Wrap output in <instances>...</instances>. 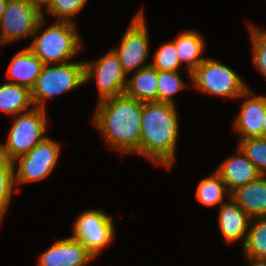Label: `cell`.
<instances>
[{"label":"cell","instance_id":"1","mask_svg":"<svg viewBox=\"0 0 266 266\" xmlns=\"http://www.w3.org/2000/svg\"><path fill=\"white\" fill-rule=\"evenodd\" d=\"M97 104L92 124L104 136L107 146L121 154L140 155L142 102L123 94Z\"/></svg>","mask_w":266,"mask_h":266},{"label":"cell","instance_id":"2","mask_svg":"<svg viewBox=\"0 0 266 266\" xmlns=\"http://www.w3.org/2000/svg\"><path fill=\"white\" fill-rule=\"evenodd\" d=\"M176 109V105L158 101L142 103L140 155L169 170L179 138Z\"/></svg>","mask_w":266,"mask_h":266},{"label":"cell","instance_id":"3","mask_svg":"<svg viewBox=\"0 0 266 266\" xmlns=\"http://www.w3.org/2000/svg\"><path fill=\"white\" fill-rule=\"evenodd\" d=\"M45 13L33 35V41L28 46L44 64H63L70 62L82 49L81 37L76 23L58 21L44 31ZM41 31V32H40Z\"/></svg>","mask_w":266,"mask_h":266},{"label":"cell","instance_id":"4","mask_svg":"<svg viewBox=\"0 0 266 266\" xmlns=\"http://www.w3.org/2000/svg\"><path fill=\"white\" fill-rule=\"evenodd\" d=\"M83 85H85L84 61L45 64L31 89L33 105L46 109L45 102L50 97L62 95Z\"/></svg>","mask_w":266,"mask_h":266},{"label":"cell","instance_id":"5","mask_svg":"<svg viewBox=\"0 0 266 266\" xmlns=\"http://www.w3.org/2000/svg\"><path fill=\"white\" fill-rule=\"evenodd\" d=\"M46 110L33 107L14 116L6 143H0V154L13 161L42 142L47 137Z\"/></svg>","mask_w":266,"mask_h":266},{"label":"cell","instance_id":"6","mask_svg":"<svg viewBox=\"0 0 266 266\" xmlns=\"http://www.w3.org/2000/svg\"><path fill=\"white\" fill-rule=\"evenodd\" d=\"M190 80L197 90L221 98L238 99L248 88L236 71L212 58H206L195 68Z\"/></svg>","mask_w":266,"mask_h":266},{"label":"cell","instance_id":"7","mask_svg":"<svg viewBox=\"0 0 266 266\" xmlns=\"http://www.w3.org/2000/svg\"><path fill=\"white\" fill-rule=\"evenodd\" d=\"M61 146L46 137L28 153L13 160L15 185L37 182L47 178L56 167L60 157ZM18 164V165H17Z\"/></svg>","mask_w":266,"mask_h":266},{"label":"cell","instance_id":"8","mask_svg":"<svg viewBox=\"0 0 266 266\" xmlns=\"http://www.w3.org/2000/svg\"><path fill=\"white\" fill-rule=\"evenodd\" d=\"M72 237L79 240L95 257L115 238V225L111 216L98 209H90L77 216Z\"/></svg>","mask_w":266,"mask_h":266},{"label":"cell","instance_id":"9","mask_svg":"<svg viewBox=\"0 0 266 266\" xmlns=\"http://www.w3.org/2000/svg\"><path fill=\"white\" fill-rule=\"evenodd\" d=\"M142 10L138 11L132 18L124 32L119 47L112 49L118 56L126 75L150 66V63L146 62L150 54V43L145 15Z\"/></svg>","mask_w":266,"mask_h":266},{"label":"cell","instance_id":"10","mask_svg":"<svg viewBox=\"0 0 266 266\" xmlns=\"http://www.w3.org/2000/svg\"><path fill=\"white\" fill-rule=\"evenodd\" d=\"M43 11L31 0H8L0 20V44L33 37Z\"/></svg>","mask_w":266,"mask_h":266},{"label":"cell","instance_id":"11","mask_svg":"<svg viewBox=\"0 0 266 266\" xmlns=\"http://www.w3.org/2000/svg\"><path fill=\"white\" fill-rule=\"evenodd\" d=\"M85 84L96 80L99 100L125 94L127 75L118 56L111 49L96 61H84Z\"/></svg>","mask_w":266,"mask_h":266},{"label":"cell","instance_id":"12","mask_svg":"<svg viewBox=\"0 0 266 266\" xmlns=\"http://www.w3.org/2000/svg\"><path fill=\"white\" fill-rule=\"evenodd\" d=\"M95 257L77 239L57 240L38 257L37 266H87Z\"/></svg>","mask_w":266,"mask_h":266},{"label":"cell","instance_id":"13","mask_svg":"<svg viewBox=\"0 0 266 266\" xmlns=\"http://www.w3.org/2000/svg\"><path fill=\"white\" fill-rule=\"evenodd\" d=\"M245 98L233 127L240 139L262 137L263 116L266 112V95H256L248 87L239 99Z\"/></svg>","mask_w":266,"mask_h":266},{"label":"cell","instance_id":"14","mask_svg":"<svg viewBox=\"0 0 266 266\" xmlns=\"http://www.w3.org/2000/svg\"><path fill=\"white\" fill-rule=\"evenodd\" d=\"M235 152L236 154L226 158L216 169L230 193L261 175L238 147Z\"/></svg>","mask_w":266,"mask_h":266},{"label":"cell","instance_id":"15","mask_svg":"<svg viewBox=\"0 0 266 266\" xmlns=\"http://www.w3.org/2000/svg\"><path fill=\"white\" fill-rule=\"evenodd\" d=\"M220 206L218 213V226L227 243L246 241L251 217L230 197Z\"/></svg>","mask_w":266,"mask_h":266},{"label":"cell","instance_id":"16","mask_svg":"<svg viewBox=\"0 0 266 266\" xmlns=\"http://www.w3.org/2000/svg\"><path fill=\"white\" fill-rule=\"evenodd\" d=\"M44 65L42 60L27 46L13 56L6 73L11 79L10 83L25 86L31 90Z\"/></svg>","mask_w":266,"mask_h":266},{"label":"cell","instance_id":"17","mask_svg":"<svg viewBox=\"0 0 266 266\" xmlns=\"http://www.w3.org/2000/svg\"><path fill=\"white\" fill-rule=\"evenodd\" d=\"M231 198L251 217H266V175L237 188Z\"/></svg>","mask_w":266,"mask_h":266},{"label":"cell","instance_id":"18","mask_svg":"<svg viewBox=\"0 0 266 266\" xmlns=\"http://www.w3.org/2000/svg\"><path fill=\"white\" fill-rule=\"evenodd\" d=\"M174 43L180 63H186L185 70L190 78V73L206 59L200 57L205 50L204 38L194 30H186L179 33Z\"/></svg>","mask_w":266,"mask_h":266},{"label":"cell","instance_id":"19","mask_svg":"<svg viewBox=\"0 0 266 266\" xmlns=\"http://www.w3.org/2000/svg\"><path fill=\"white\" fill-rule=\"evenodd\" d=\"M157 70L151 65L132 73L127 79L125 94L139 102L157 101Z\"/></svg>","mask_w":266,"mask_h":266},{"label":"cell","instance_id":"20","mask_svg":"<svg viewBox=\"0 0 266 266\" xmlns=\"http://www.w3.org/2000/svg\"><path fill=\"white\" fill-rule=\"evenodd\" d=\"M34 107L31 90L25 86L10 83L0 85V111L9 117L31 110ZM13 115V116H12Z\"/></svg>","mask_w":266,"mask_h":266},{"label":"cell","instance_id":"21","mask_svg":"<svg viewBox=\"0 0 266 266\" xmlns=\"http://www.w3.org/2000/svg\"><path fill=\"white\" fill-rule=\"evenodd\" d=\"M225 195L231 197L222 177L216 171L200 180L195 191L197 200L207 207L221 206L225 203Z\"/></svg>","mask_w":266,"mask_h":266},{"label":"cell","instance_id":"22","mask_svg":"<svg viewBox=\"0 0 266 266\" xmlns=\"http://www.w3.org/2000/svg\"><path fill=\"white\" fill-rule=\"evenodd\" d=\"M242 250L245 257L266 259V217L251 218Z\"/></svg>","mask_w":266,"mask_h":266},{"label":"cell","instance_id":"23","mask_svg":"<svg viewBox=\"0 0 266 266\" xmlns=\"http://www.w3.org/2000/svg\"><path fill=\"white\" fill-rule=\"evenodd\" d=\"M14 187L13 161L0 154V224L10 206L14 190L18 193Z\"/></svg>","mask_w":266,"mask_h":266},{"label":"cell","instance_id":"24","mask_svg":"<svg viewBox=\"0 0 266 266\" xmlns=\"http://www.w3.org/2000/svg\"><path fill=\"white\" fill-rule=\"evenodd\" d=\"M157 81V101L176 105L173 97L186 87L179 71H157Z\"/></svg>","mask_w":266,"mask_h":266},{"label":"cell","instance_id":"25","mask_svg":"<svg viewBox=\"0 0 266 266\" xmlns=\"http://www.w3.org/2000/svg\"><path fill=\"white\" fill-rule=\"evenodd\" d=\"M237 147L254 164L261 175H266V138L241 139Z\"/></svg>","mask_w":266,"mask_h":266},{"label":"cell","instance_id":"26","mask_svg":"<svg viewBox=\"0 0 266 266\" xmlns=\"http://www.w3.org/2000/svg\"><path fill=\"white\" fill-rule=\"evenodd\" d=\"M150 65L157 71L177 72L179 70L181 63L173 40L167 41L157 49L153 63Z\"/></svg>","mask_w":266,"mask_h":266},{"label":"cell","instance_id":"27","mask_svg":"<svg viewBox=\"0 0 266 266\" xmlns=\"http://www.w3.org/2000/svg\"><path fill=\"white\" fill-rule=\"evenodd\" d=\"M88 0H53L45 9L48 14L58 18V21L75 23L73 18L79 13Z\"/></svg>","mask_w":266,"mask_h":266},{"label":"cell","instance_id":"28","mask_svg":"<svg viewBox=\"0 0 266 266\" xmlns=\"http://www.w3.org/2000/svg\"><path fill=\"white\" fill-rule=\"evenodd\" d=\"M252 41V62L266 79V30L249 25Z\"/></svg>","mask_w":266,"mask_h":266},{"label":"cell","instance_id":"29","mask_svg":"<svg viewBox=\"0 0 266 266\" xmlns=\"http://www.w3.org/2000/svg\"><path fill=\"white\" fill-rule=\"evenodd\" d=\"M248 261L250 262L249 266H266V259H257L247 257Z\"/></svg>","mask_w":266,"mask_h":266},{"label":"cell","instance_id":"30","mask_svg":"<svg viewBox=\"0 0 266 266\" xmlns=\"http://www.w3.org/2000/svg\"><path fill=\"white\" fill-rule=\"evenodd\" d=\"M39 9L43 11V7H47L53 0H31Z\"/></svg>","mask_w":266,"mask_h":266},{"label":"cell","instance_id":"31","mask_svg":"<svg viewBox=\"0 0 266 266\" xmlns=\"http://www.w3.org/2000/svg\"><path fill=\"white\" fill-rule=\"evenodd\" d=\"M7 3H8V0H0V20L2 18V14L6 8Z\"/></svg>","mask_w":266,"mask_h":266},{"label":"cell","instance_id":"32","mask_svg":"<svg viewBox=\"0 0 266 266\" xmlns=\"http://www.w3.org/2000/svg\"><path fill=\"white\" fill-rule=\"evenodd\" d=\"M262 137L266 138V112L263 116V129H262Z\"/></svg>","mask_w":266,"mask_h":266}]
</instances>
